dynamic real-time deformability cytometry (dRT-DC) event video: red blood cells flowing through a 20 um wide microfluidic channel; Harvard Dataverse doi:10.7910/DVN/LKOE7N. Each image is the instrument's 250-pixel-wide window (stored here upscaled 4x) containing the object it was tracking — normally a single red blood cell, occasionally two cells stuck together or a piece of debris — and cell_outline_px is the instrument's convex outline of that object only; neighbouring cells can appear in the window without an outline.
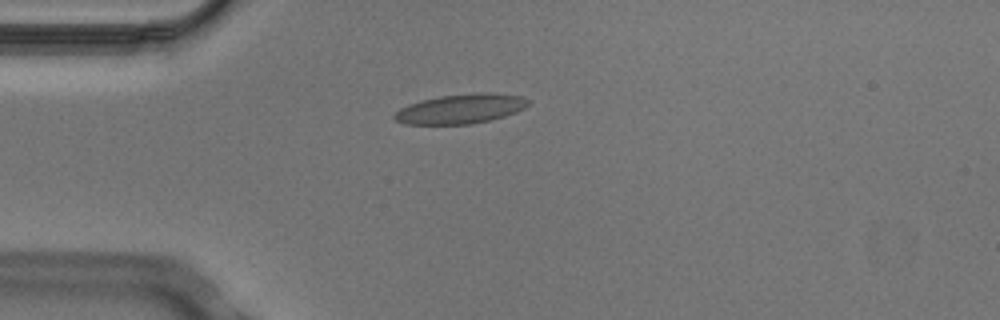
{"species": "Egyptian fruit bat (a non-hibernating species)", "species_latin": "Rousettus aegyptiacus", "temperature_condition": "cold", "stored_images_in_passage": 4, "camera_frame_rate_fps": 3000, "um_per_image_px": 0.085, "animal": {"sex": "male"}, "frame": {"image": 1, "passage_image": 4, "time_ms": 1.0, "image_size_px": [1000, 320], "cell_outline_px": [[528, 104], [524, 108], [516, 112], [492, 120], [472, 124], [404, 124], [396, 120], [392, 116], [400, 108], [408, 104], [420, 100], [440, 96], [480, 92], [488, 92], [520, 96], [528, 100]], "centroid_in_image_um": [39.14, 9.25], "position_along_channel_um": 45.9, "area_um2": 23.06}}